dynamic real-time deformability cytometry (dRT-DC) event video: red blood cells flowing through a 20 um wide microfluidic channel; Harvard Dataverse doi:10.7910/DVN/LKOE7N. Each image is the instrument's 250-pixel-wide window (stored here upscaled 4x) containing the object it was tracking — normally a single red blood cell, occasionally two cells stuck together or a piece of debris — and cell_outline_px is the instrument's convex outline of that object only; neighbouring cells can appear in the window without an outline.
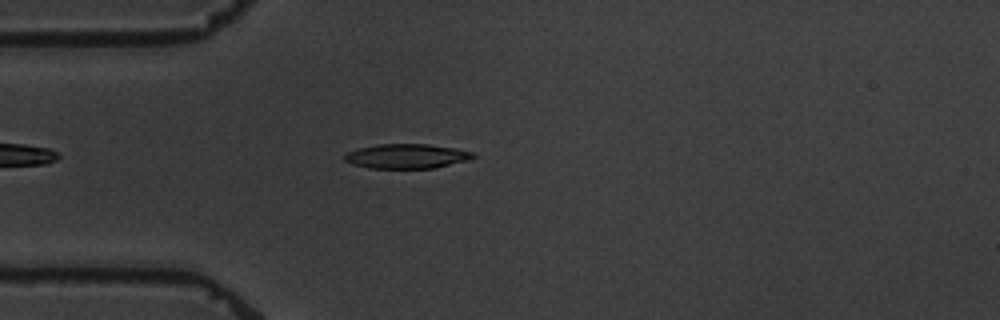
{"species": "common noctule bat (a hibernating species)", "species_latin": "Nyctalus noctula", "temperature_condition": "warm", "stored_images_in_passage": 7, "camera_frame_rate_fps": 3000, "um_per_image_px": 0.085, "animal": {"sex": "male", "body_mass_g": 19.5, "forearm_length_mm": 54.6}, "frame": {"image": 1, "passage_image": 6, "time_ms": 6.667, "image_size_px": [1000, 320], "cell_outline_px": [[476, 156], [468, 160], [436, 168], [368, 168], [352, 164], [344, 160], [344, 156], [348, 152], [356, 148], [376, 144], [428, 144], [456, 148], [472, 152]], "centroid_in_image_um": [34.55, 13.27], "position_along_channel_um": 50.4, "area_um2": 18.5}}